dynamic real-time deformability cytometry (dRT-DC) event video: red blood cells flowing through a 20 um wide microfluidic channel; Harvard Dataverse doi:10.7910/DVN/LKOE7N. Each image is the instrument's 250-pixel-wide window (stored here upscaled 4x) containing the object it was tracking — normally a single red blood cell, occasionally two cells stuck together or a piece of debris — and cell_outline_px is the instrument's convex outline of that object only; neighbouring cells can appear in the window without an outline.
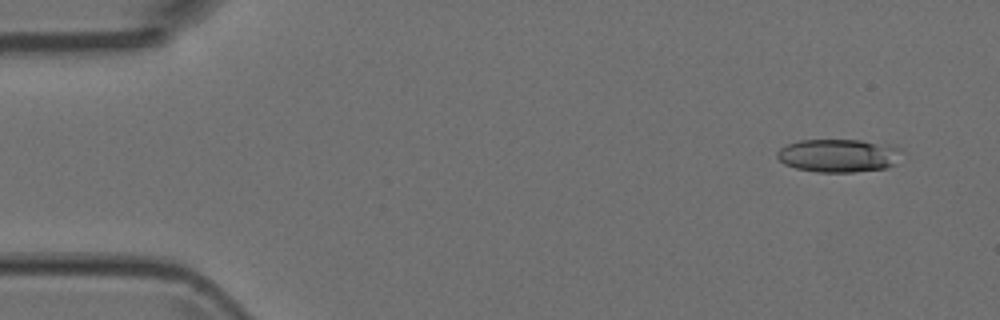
{"species": "Egyptian fruit bat (a non-hibernating species)", "species_latin": "Rousettus aegyptiacus", "temperature_condition": "room temperature", "stored_images_in_passage": 4, "camera_frame_rate_fps": 3000, "um_per_image_px": 0.085, "animal": {"sex": "female"}, "frame": {"image": 1, "passage_image": 1, "time_ms": 0.0, "image_size_px": [1000, 320], "cell_outline_px": [[900, 148], [896, 164], [884, 168], [852, 172], [816, 172], [796, 168], [784, 164], [776, 156], [776, 152], [780, 148], [788, 144], [800, 140], [860, 140], [892, 144]], "centroid_in_image_um": [71.26, 13.21], "position_along_channel_um": 13.7, "area_um2": 24.1}}
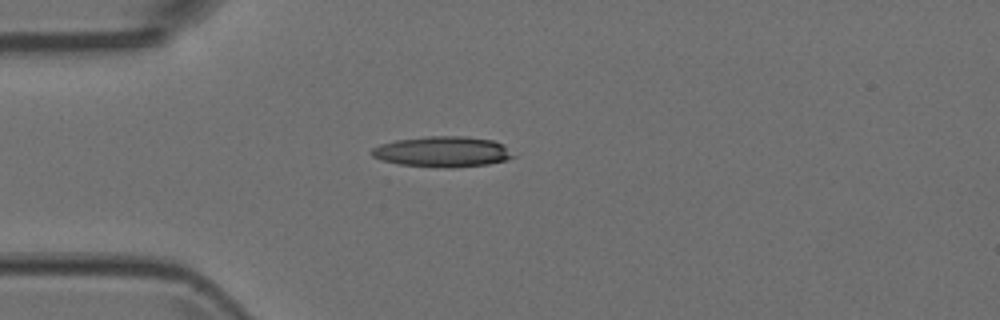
{"frame": {"image": 2, "passage_image": 4, "time_ms": 1.0, "image_size_px": [1000, 320], "cell_outline_px": [[516, 156], [508, 160], [488, 164], [452, 168], [432, 168], [400, 164], [380, 160], [372, 156], [372, 148], [380, 144], [396, 140], [428, 136], [464, 136], [492, 140], [504, 144]], "centroid_in_image_um": [37.64, 12.91], "position_along_channel_um": 47.4, "area_um2": 25.55}}